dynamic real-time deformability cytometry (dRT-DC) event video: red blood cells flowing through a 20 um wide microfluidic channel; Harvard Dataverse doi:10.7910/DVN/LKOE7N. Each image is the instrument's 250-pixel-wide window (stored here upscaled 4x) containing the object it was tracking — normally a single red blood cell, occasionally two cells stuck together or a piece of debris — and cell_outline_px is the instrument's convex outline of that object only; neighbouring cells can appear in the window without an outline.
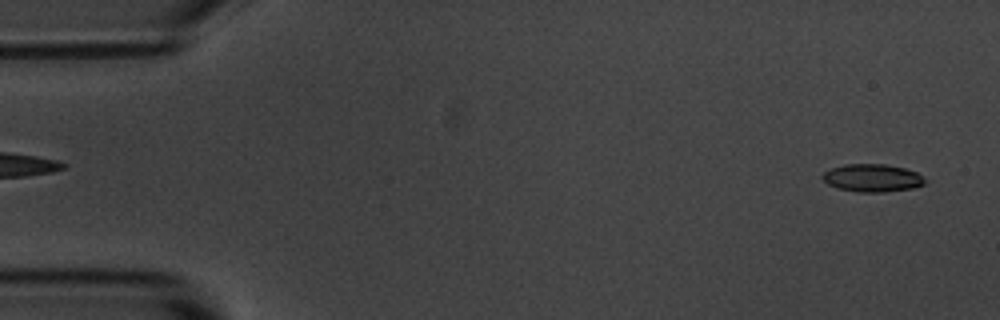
{"species": "common noctule bat (a hibernating species)", "species_latin": "Nyctalus noctula", "temperature_condition": "room temperature", "stored_images_in_passage": 54, "camera_frame_rate_fps": 3000, "um_per_image_px": 0.085, "animal": {"sex": "male", "body_mass_g": 20.1, "forearm_length_mm": 53.5}, "frame": {"image": 1, "passage_image": 2, "time_ms": 0.333, "image_size_px": [1000, 320], "cell_outline_px": [[928, 180], [924, 184], [912, 188], [884, 192], [860, 192], [836, 188], [828, 184], [820, 176], [824, 172], [832, 168], [844, 164], [884, 164], [904, 168], [916, 172], [924, 176]], "centroid_in_image_um": [74.16, 15.12], "position_along_channel_um": 10.8, "area_um2": 16.65}}
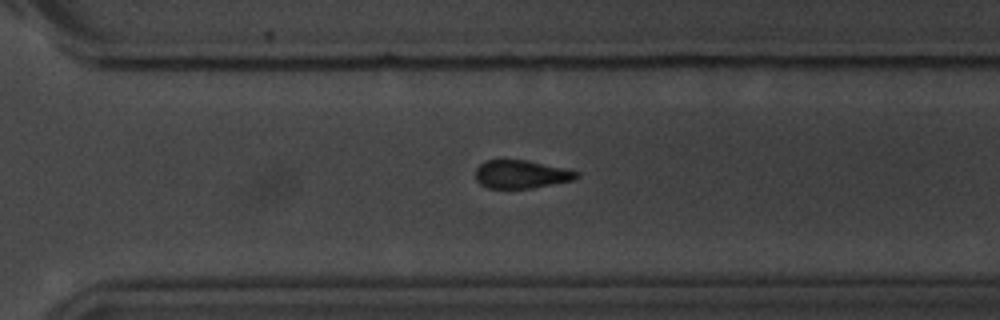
{"frame": {"image": 2, "passage_image": 38, "time_ms": 12.333, "image_size_px": [1000, 320], "cell_outline_px": [[580, 176], [576, 180], [532, 188], [488, 188], [480, 184], [476, 180], [476, 168], [484, 160], [524, 160], [568, 168], [580, 172]], "centroid_in_image_um": [44.35, 14.81], "position_along_channel_um": 326.2, "area_um2": 16.82}}
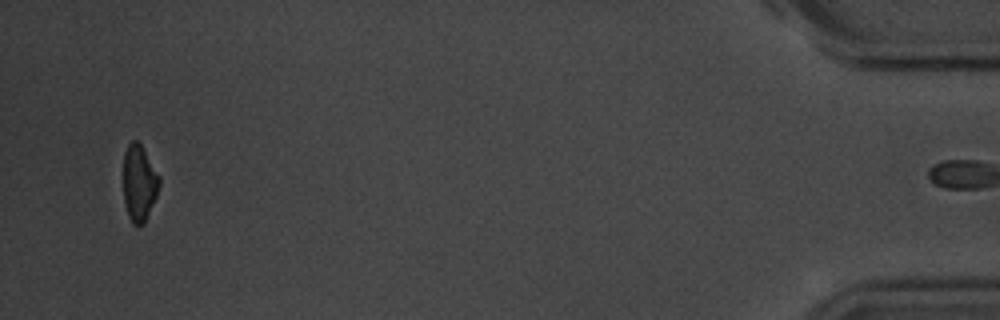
{"frame": {"image": 3, "passage_image": 53, "time_ms": 17.333, "image_size_px": [1000, 320], "cell_outline_px": [[160, 184], [156, 196], [144, 224], [132, 224], [128, 216], [124, 200], [124, 152], [128, 144], [132, 140], [136, 140], [140, 144], [160, 176]], "centroid_in_image_um": [11.83, 15.55], "position_along_channel_um": 423.4, "area_um2": 15.84}, "authors_computed_cell_mechanics": {"area_um2": 17.3978, "velocity_mm_per_s": 3.6135, "shape_relaxation_time_tau1_ms": 4.5288, "shape_relaxation_time_tau2_ms": null, "deformation_change_tau1": 0.1374, "deformation_change_tau2": null}}